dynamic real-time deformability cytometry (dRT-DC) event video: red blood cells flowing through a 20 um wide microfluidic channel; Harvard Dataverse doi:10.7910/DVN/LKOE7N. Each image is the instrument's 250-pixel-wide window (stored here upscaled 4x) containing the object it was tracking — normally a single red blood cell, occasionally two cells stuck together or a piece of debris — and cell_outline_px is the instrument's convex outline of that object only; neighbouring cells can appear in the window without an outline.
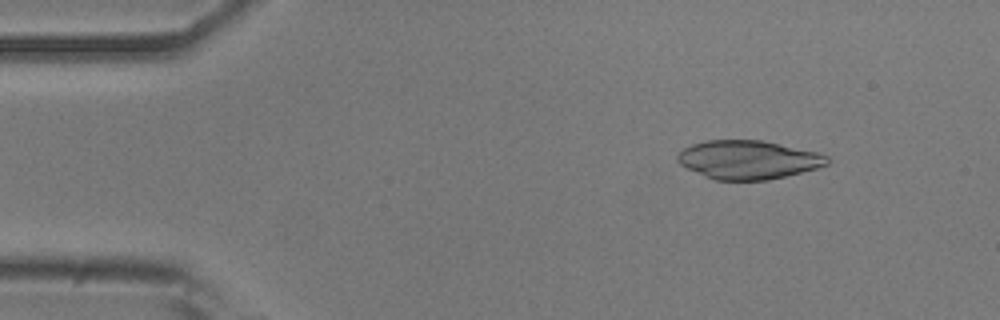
{"species": "common noctule bat (a hibernating species)", "species_latin": "Nyctalus noctula", "temperature_condition": "room temperature", "stored_images_in_passage": 52, "camera_frame_rate_fps": 3000, "um_per_image_px": 0.085, "animal": {"sex": "male", "body_mass_g": 20.5, "forearm_length_mm": 52.5}, "frame": {"image": 1, "passage_image": 6, "time_ms": 1.667, "image_size_px": [1000, 320], "cell_outline_px": [[828, 164], [816, 168], [768, 180], [716, 180], [704, 176], [680, 164], [676, 160], [676, 156], [684, 148], [692, 144], [708, 140], [760, 140], [816, 152], [828, 156]], "centroid_in_image_um": [63.56, 13.58], "position_along_channel_um": 21.4, "area_um2": 33.29}}